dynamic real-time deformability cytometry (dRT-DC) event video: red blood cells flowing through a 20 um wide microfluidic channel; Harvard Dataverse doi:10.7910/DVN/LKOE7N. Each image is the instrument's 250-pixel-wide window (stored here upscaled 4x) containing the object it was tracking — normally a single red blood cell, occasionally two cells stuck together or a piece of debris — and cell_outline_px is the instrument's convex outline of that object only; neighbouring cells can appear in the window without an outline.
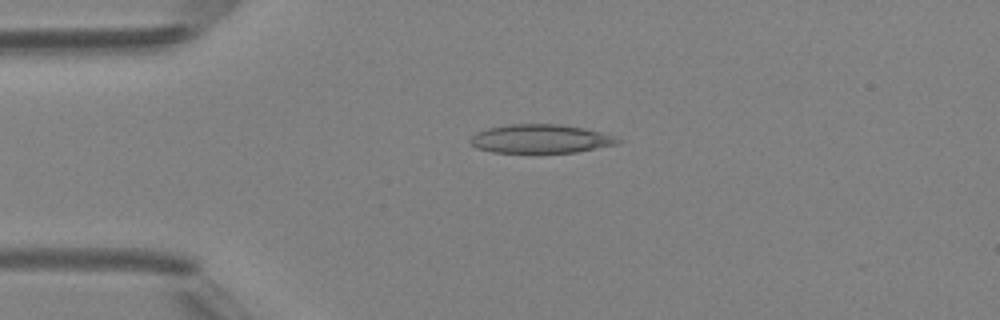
{"species": "Egyptian fruit bat (a non-hibernating species)", "species_latin": "Rousettus aegyptiacus", "temperature_condition": "room temperature", "stored_images_in_passage": 5, "camera_frame_rate_fps": 3000, "um_per_image_px": 0.085, "animal": {"sex": "female"}, "frame": {"image": 1, "passage_image": 5, "time_ms": 5.667, "image_size_px": [1000, 320], "cell_outline_px": [[624, 140], [620, 144], [576, 152], [492, 152], [476, 148], [468, 140], [476, 132], [488, 128], [508, 124], [560, 124], [584, 128], [616, 136]], "centroid_in_image_um": [45.99, 11.79], "position_along_channel_um": 39.0, "area_um2": 24.8}}